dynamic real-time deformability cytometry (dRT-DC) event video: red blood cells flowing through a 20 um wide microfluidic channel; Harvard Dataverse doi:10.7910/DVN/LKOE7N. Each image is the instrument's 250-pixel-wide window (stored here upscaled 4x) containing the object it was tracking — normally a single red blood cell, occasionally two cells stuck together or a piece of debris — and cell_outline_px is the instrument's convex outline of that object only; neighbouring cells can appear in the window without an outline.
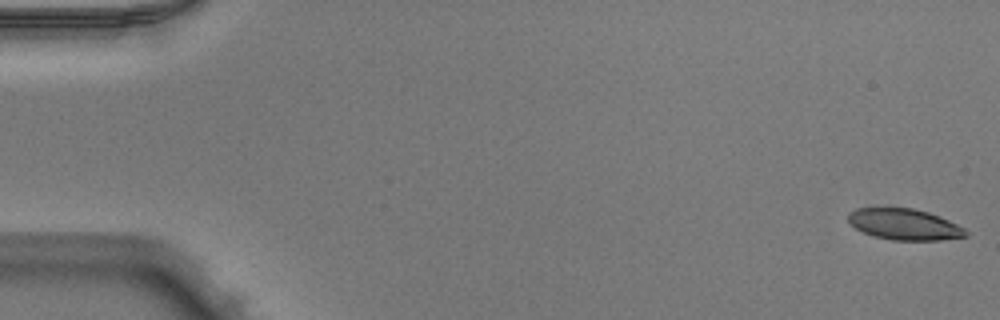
{"species": "Egyptian fruit bat (a non-hibernating species)", "species_latin": "Rousettus aegyptiacus", "temperature_condition": "warm", "stored_images_in_passage": 51, "camera_frame_rate_fps": 3000, "um_per_image_px": 0.085, "animal": {"sex": "male"}, "frame": {"image": 1, "passage_image": 1, "time_ms": 0.0, "image_size_px": [1000, 320], "cell_outline_px": [[968, 236], [940, 240], [892, 240], [876, 236], [864, 232], [856, 228], [848, 220], [848, 212], [856, 208], [912, 208], [928, 212], [940, 216], [964, 228], [968, 232]], "centroid_in_image_um": [76.89, 19.06], "position_along_channel_um": 8.1, "area_um2": 21.15}}
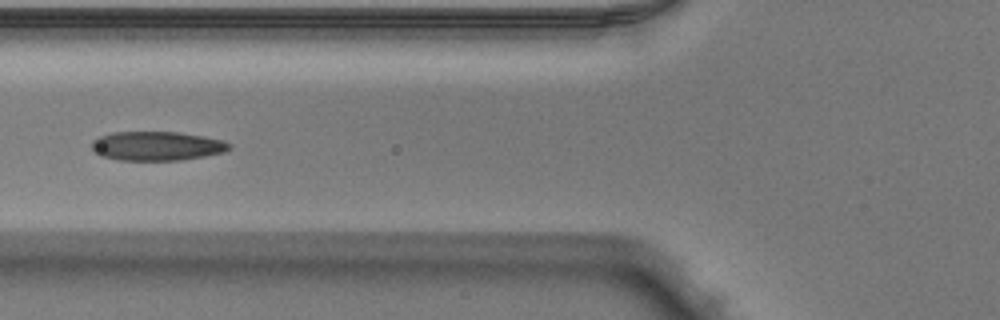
{"frame": {"image": 2, "passage_image": 20, "time_ms": 6.333, "image_size_px": [1000, 320], "cell_outline_px": [[232, 148], [224, 152], [204, 156], [180, 160], [116, 160], [100, 156], [92, 152], [92, 140], [100, 136], [112, 132], [180, 132], [204, 136], [224, 140], [232, 144]], "centroid_in_image_um": [13.33, 12.41], "position_along_channel_um": 112.5, "area_um2": 23.64}}
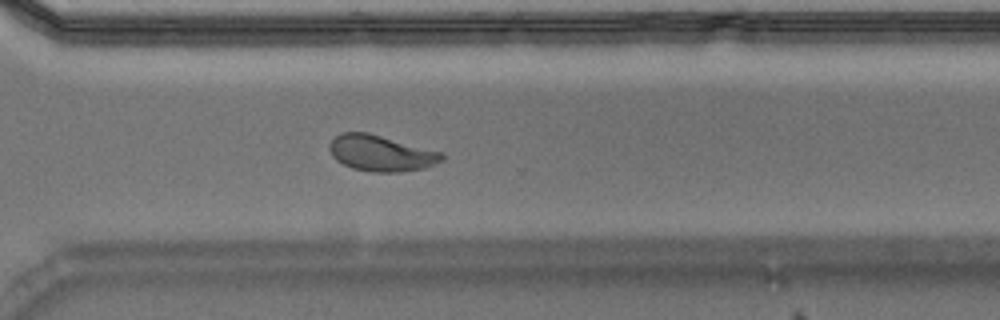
{"frame": {"image": 3, "passage_image": 37, "time_ms": 12.0, "image_size_px": [1000, 320], "cell_outline_px": [[444, 160], [424, 168], [400, 172], [372, 172], [352, 168], [336, 160], [332, 156], [328, 148], [328, 144], [340, 132], [368, 132], [444, 152]], "centroid_in_image_um": [32.39, 13.01], "position_along_channel_um": 338.2, "area_um2": 23.81}, "authors_computed_cell_mechanics": {"area_um2": 23.409, "velocity_mm_per_s": 3.9885, "shape_relaxation_time_tau1_ms": 8.0268, "shape_relaxation_time_tau2_ms": 1.5968, "deformation_change_tau1": 0.2295, "deformation_change_tau2": 0.0661}}